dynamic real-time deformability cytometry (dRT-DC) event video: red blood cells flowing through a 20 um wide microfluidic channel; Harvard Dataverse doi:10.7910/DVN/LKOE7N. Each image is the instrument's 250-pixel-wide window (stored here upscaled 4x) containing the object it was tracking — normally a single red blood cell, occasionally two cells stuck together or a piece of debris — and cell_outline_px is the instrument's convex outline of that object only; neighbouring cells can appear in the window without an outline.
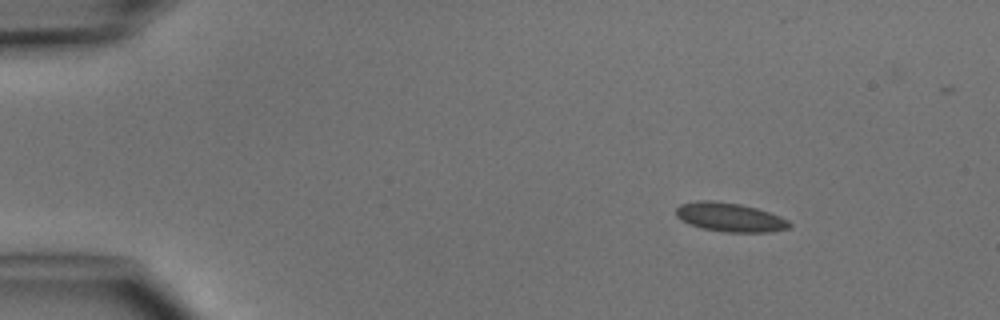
{"species": "common noctule bat (a hibernating species)", "species_latin": "Nyctalus noctula", "temperature_condition": "cold", "stored_images_in_passage": 5, "camera_frame_rate_fps": 3000, "um_per_image_px": 0.085, "animal": {"sex": "male", "body_mass_g": 15.6}, "frame": {"image": 1, "passage_image": 1, "time_ms": 0.0, "image_size_px": [1000, 320], "cell_outline_px": [[792, 224], [788, 228], [772, 232], [728, 232], [700, 228], [688, 224], [676, 216], [676, 208], [680, 204], [696, 200], [712, 200], [740, 204], [756, 208], [780, 216], [788, 220]], "centroid_in_image_um": [62.02, 18.46], "position_along_channel_um": 23.0, "area_um2": 19.19}}
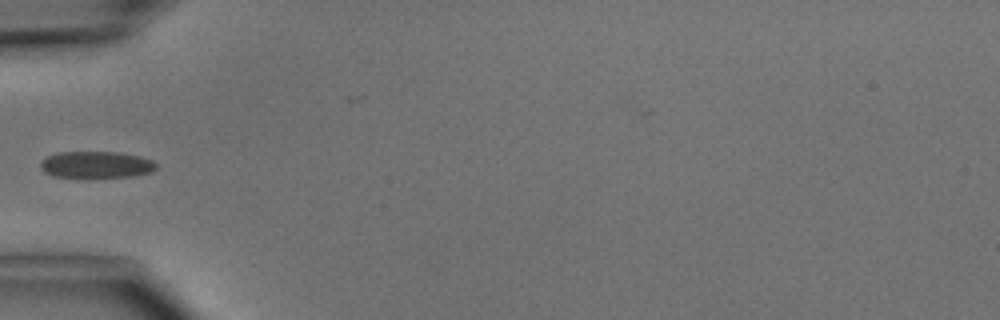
{"frame": {"image": 2, "passage_image": 4, "time_ms": 3.333, "image_size_px": [1000, 320], "cell_outline_px": [[156, 168], [152, 172], [132, 176], [84, 180], [52, 176], [44, 172], [40, 168], [40, 164], [48, 156], [56, 152], [120, 152], [140, 156], [152, 160], [156, 164]], "centroid_in_image_um": [8.16, 14.04], "position_along_channel_um": 76.8, "area_um2": 18.84}}